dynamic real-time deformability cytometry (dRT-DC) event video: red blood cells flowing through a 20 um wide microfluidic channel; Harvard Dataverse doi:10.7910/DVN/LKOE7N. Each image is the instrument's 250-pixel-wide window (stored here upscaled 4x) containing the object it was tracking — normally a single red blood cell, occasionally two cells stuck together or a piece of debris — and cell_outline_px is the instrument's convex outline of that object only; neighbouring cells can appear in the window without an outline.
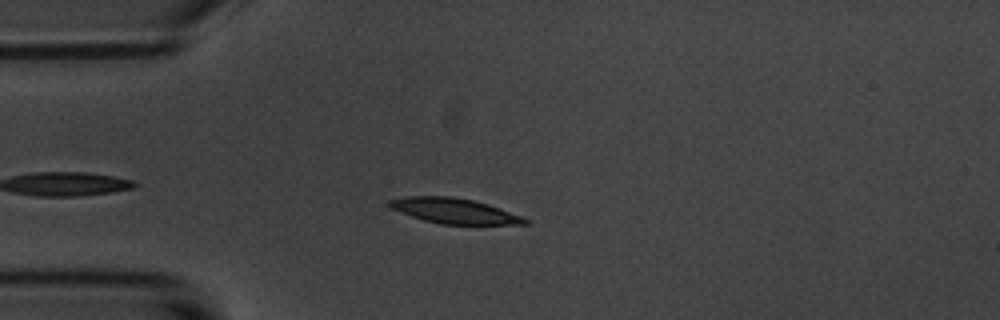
{"species": "common noctule bat (a hibernating species)", "species_latin": "Nyctalus noctula", "temperature_condition": "room temperature", "stored_images_in_passage": 44, "camera_frame_rate_fps": 3000, "um_per_image_px": 0.085, "animal": {"sex": "male", "body_mass_g": 20.1, "forearm_length_mm": 53.5}, "frame": {"image": 1, "passage_image": 6, "time_ms": 1.667, "image_size_px": [1000, 320], "cell_outline_px": [[532, 224], [440, 224], [424, 220], [400, 212], [392, 208], [388, 204], [388, 200], [408, 196], [452, 196], [472, 200], [488, 204], [520, 216], [528, 220]], "centroid_in_image_um": [38.6, 17.92], "position_along_channel_um": 46.4, "area_um2": 19.65}}
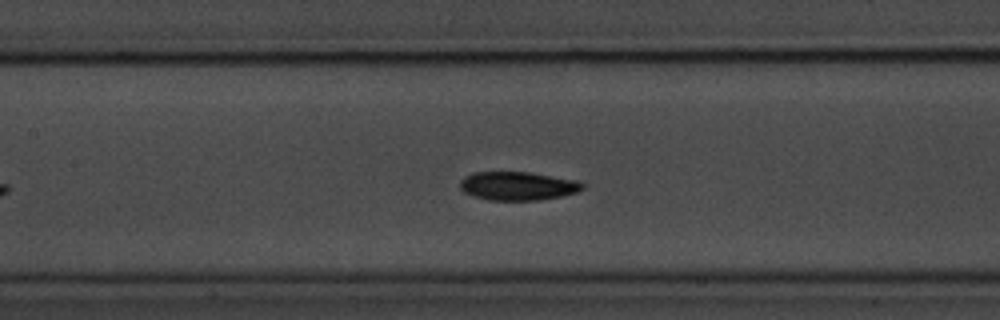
{"frame": {"image": 2, "passage_image": 17, "time_ms": 5.333, "image_size_px": [1000, 320], "cell_outline_px": [[584, 188], [576, 192], [560, 196], [540, 200], [488, 200], [472, 196], [464, 192], [460, 188], [460, 180], [464, 176], [472, 172], [528, 172], [576, 180], [584, 184]], "centroid_in_image_um": [43.96, 15.8], "position_along_channel_um": 163.4, "area_um2": 20.4}}
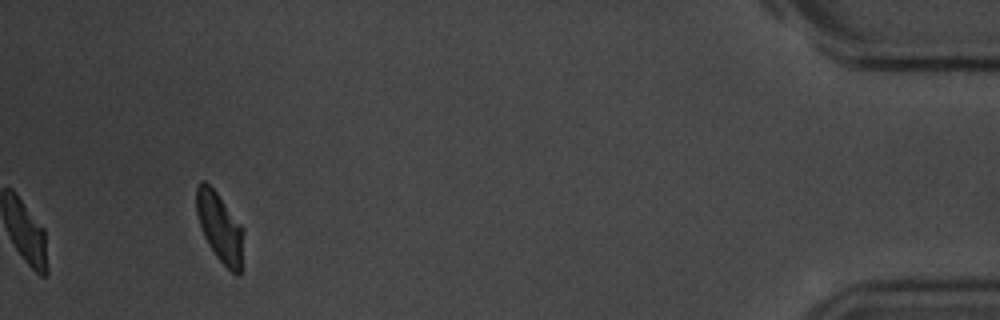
{"frame": {"image": 3, "passage_image": 44, "time_ms": 14.333, "image_size_px": [1000, 320], "cell_outline_px": [[244, 268], [240, 276], [236, 276], [216, 256], [208, 244], [204, 236], [196, 212], [196, 188], [200, 180], [204, 180], [216, 192], [244, 228]], "centroid_in_image_um": [18.75, 19.4], "position_along_channel_um": 416.5, "area_um2": 19.48}, "authors_computed_cell_mechanics": {"area_um2": 19.5653, "velocity_mm_per_s": 3.6192, "shape_relaxation_time_tau1_ms": 1.7731, "shape_relaxation_time_tau2_ms": 7.8442, "deformation_change_tau1": 0.1067, "deformation_change_tau2": 0.1591}}